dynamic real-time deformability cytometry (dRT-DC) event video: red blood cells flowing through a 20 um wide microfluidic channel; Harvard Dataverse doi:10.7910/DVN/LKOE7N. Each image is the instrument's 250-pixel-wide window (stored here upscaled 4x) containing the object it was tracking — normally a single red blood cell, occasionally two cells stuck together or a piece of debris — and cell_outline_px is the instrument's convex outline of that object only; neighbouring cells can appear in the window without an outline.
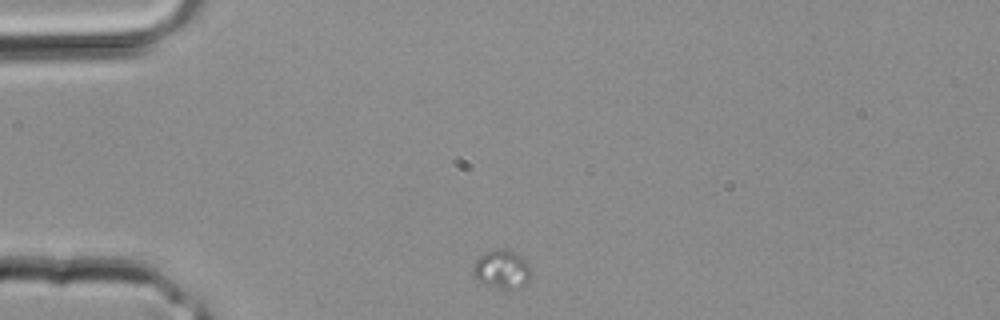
{"species": "common noctule bat (a hibernating species)", "species_latin": "Nyctalus noctula", "temperature_condition": "room temperature", "stored_images_in_passage": 1, "camera_frame_rate_fps": 3000, "um_per_image_px": 0.085, "animal": {"sex": "male", "body_mass_g": 20.4}, "frame": {"image": 1, "passage_image": 1, "time_ms": 0.0, "image_size_px": [1000, 320], "cell_outline_px": [[528, 280], [524, 284], [516, 288], [500, 288], [480, 280], [472, 272], [472, 268], [476, 260], [484, 252], [496, 248], [508, 248], [520, 256], [528, 264]], "centroid_in_image_um": [42.63, 22.83], "position_along_channel_um": 42.4, "area_um2": 12.48}}